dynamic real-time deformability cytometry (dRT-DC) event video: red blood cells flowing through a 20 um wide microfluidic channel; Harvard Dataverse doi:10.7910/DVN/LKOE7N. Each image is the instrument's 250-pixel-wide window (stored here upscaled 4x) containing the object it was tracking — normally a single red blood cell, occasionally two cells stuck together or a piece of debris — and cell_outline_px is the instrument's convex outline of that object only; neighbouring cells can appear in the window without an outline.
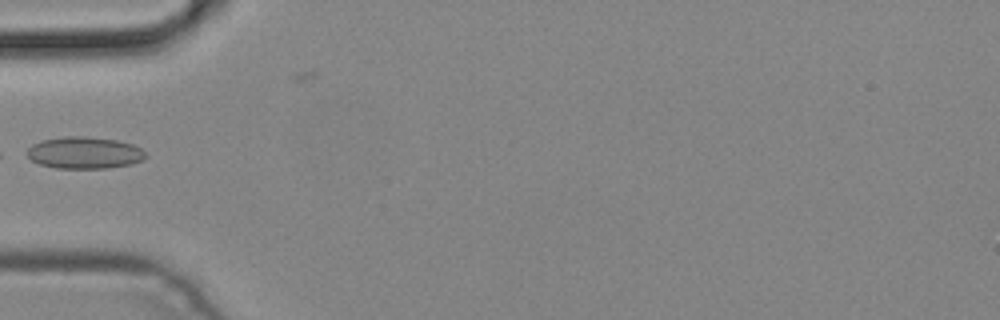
{"species": "common noctule bat (a hibernating species)", "species_latin": "Nyctalus noctula", "temperature_condition": "cold", "stored_images_in_passage": 3, "camera_frame_rate_fps": 3000, "um_per_image_px": 0.085, "animal": {"sex": "male", "body_mass_g": 19.2, "forearm_length_mm": 51.8}, "frame": {"image": 1, "passage_image": 3, "time_ms": 0.667, "image_size_px": [1000, 320], "cell_outline_px": [[148, 156], [144, 160], [132, 164], [108, 168], [56, 168], [40, 164], [32, 160], [24, 152], [32, 144], [44, 140], [64, 136], [80, 136], [116, 140], [132, 144], [140, 148]], "centroid_in_image_um": [7.18, 12.99], "position_along_channel_um": 77.8, "area_um2": 22.02}}